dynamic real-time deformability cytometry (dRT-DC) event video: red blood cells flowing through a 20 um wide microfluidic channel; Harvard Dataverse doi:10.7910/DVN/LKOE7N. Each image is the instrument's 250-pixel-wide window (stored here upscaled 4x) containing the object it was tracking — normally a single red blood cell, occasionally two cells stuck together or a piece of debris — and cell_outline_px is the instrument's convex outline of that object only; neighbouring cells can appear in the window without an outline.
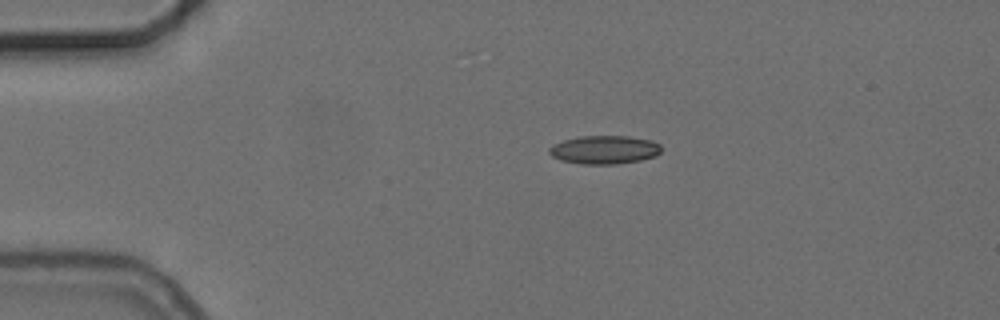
{"species": "common noctule bat (a hibernating species)", "species_latin": "Nyctalus noctula", "temperature_condition": "cold", "stored_images_in_passage": 45, "camera_frame_rate_fps": 3000, "um_per_image_px": 0.085, "animal": {"sex": "female", "body_mass_g": 24.6, "forearm_length_mm": 56.2}, "frame": {"image": 1, "passage_image": 1, "time_ms": 0.0, "image_size_px": [1000, 320], "cell_outline_px": [[660, 152], [656, 156], [640, 160], [616, 164], [580, 164], [560, 160], [552, 156], [548, 152], [548, 148], [552, 144], [564, 140], [580, 136], [628, 136], [652, 140], [660, 144]], "centroid_in_image_um": [51.35, 12.73], "position_along_channel_um": 33.6, "area_um2": 18.67}}
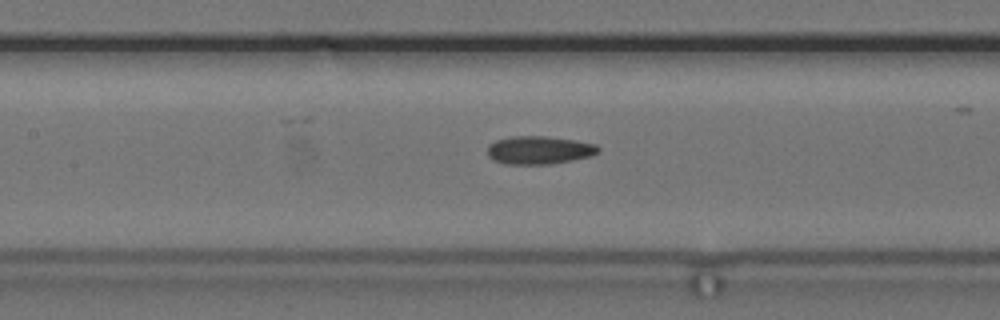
{"frame": {"image": 2, "passage_image": 15, "time_ms": 4.667, "image_size_px": [1000, 320], "cell_outline_px": [[600, 152], [592, 156], [552, 164], [504, 164], [492, 160], [488, 156], [488, 144], [496, 140], [512, 136], [544, 136], [576, 140], [596, 144], [600, 148]], "centroid_in_image_um": [45.84, 12.76], "position_along_channel_um": 161.6, "area_um2": 18.38}}
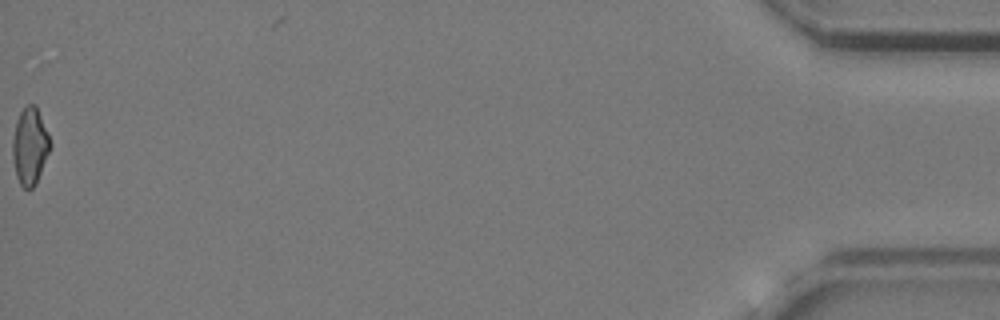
{"frame": {"image": 3, "passage_image": 45, "time_ms": 14.667, "image_size_px": [1000, 320], "cell_outline_px": [[52, 144], [36, 184], [32, 188], [24, 188], [20, 184], [16, 176], [12, 156], [12, 140], [16, 120], [20, 112], [28, 104], [36, 104], [48, 132]], "centroid_in_image_um": [2.54, 12.4], "position_along_channel_um": 432.7, "area_um2": 16.99}, "authors_computed_cell_mechanics": {"area_um2": 17.5712, "velocity_mm_per_s": 3.7338, "shape_relaxation_time_tau1_ms": null, "shape_relaxation_time_tau2_ms": 4.4387, "deformation_change_tau1": null, "deformation_change_tau2": 0.1303}}